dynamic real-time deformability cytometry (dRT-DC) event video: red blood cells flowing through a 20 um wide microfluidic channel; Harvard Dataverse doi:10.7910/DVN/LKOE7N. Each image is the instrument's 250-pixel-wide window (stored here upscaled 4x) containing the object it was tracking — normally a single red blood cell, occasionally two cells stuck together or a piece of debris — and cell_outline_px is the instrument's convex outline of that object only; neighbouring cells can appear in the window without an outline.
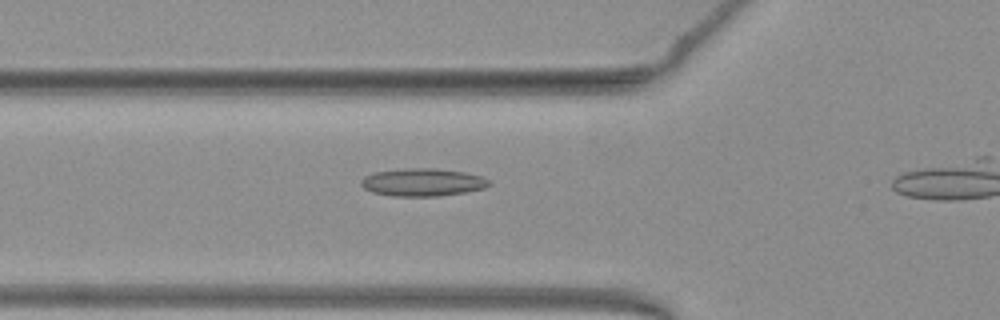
{"species": "common noctule bat (a hibernating species)", "species_latin": "Nyctalus noctula", "temperature_condition": "warm", "stored_images_in_passage": 23, "camera_frame_rate_fps": 3000, "um_per_image_px": 0.085, "animal": {"sex": "female", "body_mass_g": 19.3, "forearm_length_mm": 54.1}, "frame": {"image": 1, "passage_image": 12, "time_ms": 3.667, "image_size_px": [1000, 320], "cell_outline_px": [[492, 184], [484, 188], [464, 192], [436, 196], [392, 196], [372, 192], [364, 188], [360, 184], [360, 180], [364, 176], [376, 172], [408, 168], [436, 168], [464, 172], [480, 176], [488, 180]], "centroid_in_image_um": [35.9, 15.49], "position_along_channel_um": 89.9, "area_um2": 20.58}}
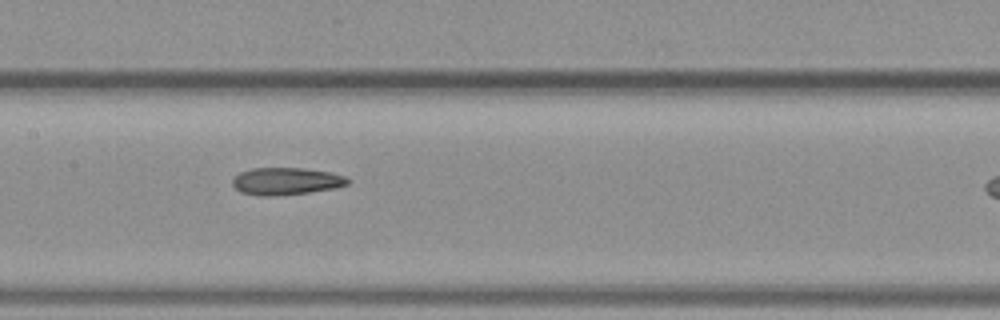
{"frame": {"image": 2, "passage_image": 19, "time_ms": 6.0, "image_size_px": [1000, 320], "cell_outline_px": [[348, 184], [336, 188], [308, 192], [272, 196], [260, 196], [240, 192], [232, 184], [232, 180], [240, 172], [252, 168], [304, 168], [328, 172], [344, 176], [348, 180]], "centroid_in_image_um": [24.29, 15.4], "position_along_channel_um": 183.1, "area_um2": 18.15}}
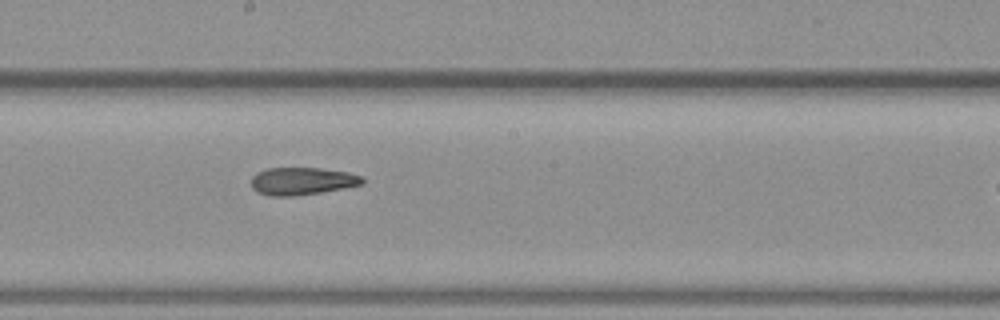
{"frame": {"image": 3, "passage_image": 22, "time_ms": 7.0, "image_size_px": [1000, 320], "cell_outline_px": [[364, 184], [344, 188], [320, 192], [292, 196], [272, 196], [256, 192], [252, 188], [252, 176], [256, 172], [268, 168], [320, 168], [348, 172], [364, 176]], "centroid_in_image_um": [25.69, 15.39], "position_along_channel_um": 222.5, "area_um2": 17.92}}